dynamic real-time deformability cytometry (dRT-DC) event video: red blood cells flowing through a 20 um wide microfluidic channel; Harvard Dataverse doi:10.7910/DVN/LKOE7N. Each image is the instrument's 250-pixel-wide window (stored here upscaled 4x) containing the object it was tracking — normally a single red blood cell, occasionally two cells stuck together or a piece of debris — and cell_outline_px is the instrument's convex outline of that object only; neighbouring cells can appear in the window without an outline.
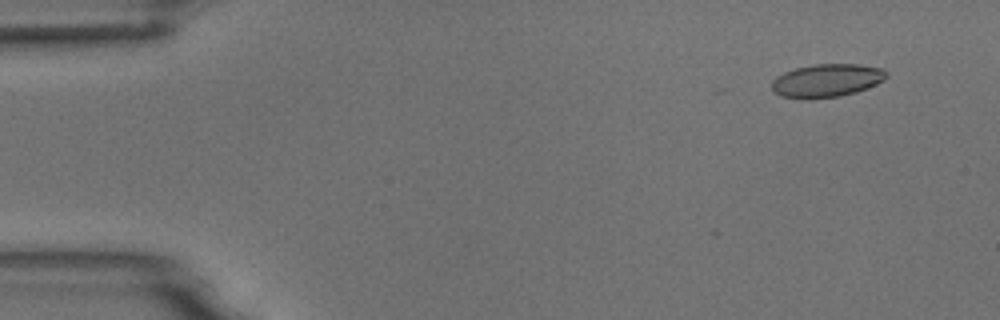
{"species": "common noctule bat (a hibernating species)", "species_latin": "Nyctalus noctula", "temperature_condition": "room temperature", "stored_images_in_passage": 5, "camera_frame_rate_fps": 3000, "um_per_image_px": 0.085, "animal": {"sex": "male", "body_mass_g": 18.8}, "frame": {"image": 1, "passage_image": 2, "time_ms": 1.0, "image_size_px": [1000, 320], "cell_outline_px": [[888, 76], [884, 80], [876, 84], [856, 92], [840, 96], [808, 100], [780, 96], [772, 92], [772, 80], [776, 76], [784, 72], [796, 68], [812, 64], [860, 64], [884, 68], [888, 72]], "centroid_in_image_um": [70.26, 6.85], "position_along_channel_um": 14.7, "area_um2": 22.6}}
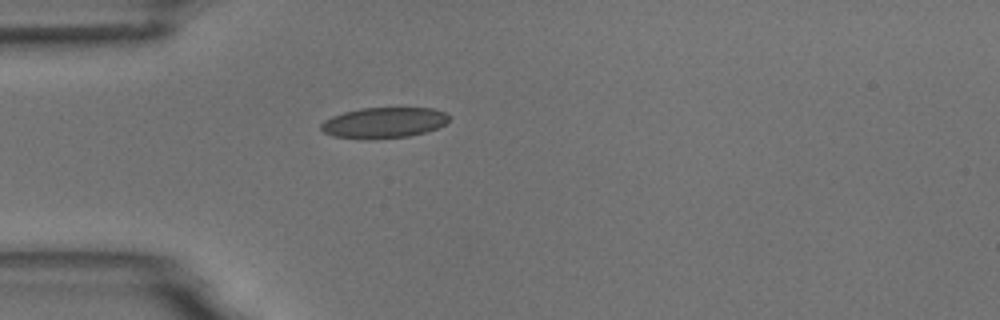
{"frame": {"image": 2, "passage_image": 5, "time_ms": 4.667, "image_size_px": [1000, 320], "cell_outline_px": [[448, 124], [424, 132], [408, 136], [372, 140], [332, 136], [324, 132], [320, 128], [320, 124], [324, 120], [332, 116], [344, 112], [360, 108], [432, 108], [444, 112], [448, 116]], "centroid_in_image_um": [32.6, 10.44], "position_along_channel_um": 52.4, "area_um2": 23.0}}